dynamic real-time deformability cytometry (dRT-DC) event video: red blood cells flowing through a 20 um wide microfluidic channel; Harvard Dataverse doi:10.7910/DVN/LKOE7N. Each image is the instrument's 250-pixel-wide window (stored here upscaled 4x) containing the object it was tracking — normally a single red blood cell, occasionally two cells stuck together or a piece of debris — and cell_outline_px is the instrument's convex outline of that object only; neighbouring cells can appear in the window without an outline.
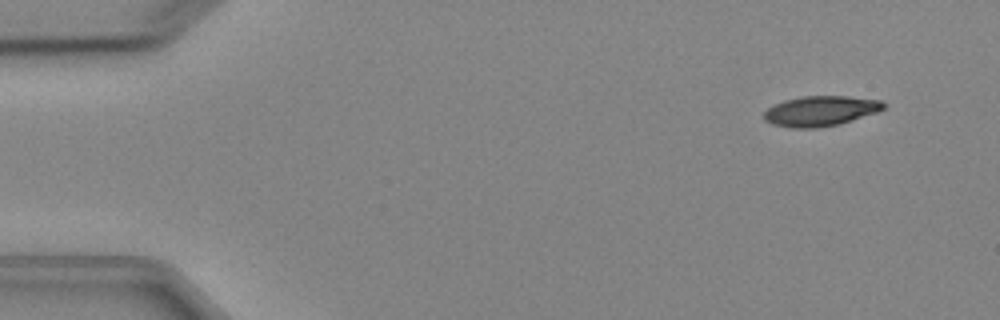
{"species": "Egyptian fruit bat (a non-hibernating species)", "species_latin": "Rousettus aegyptiacus", "temperature_condition": "cold", "stored_images_in_passage": 5, "camera_frame_rate_fps": 3000, "um_per_image_px": 0.085, "animal": {"sex": "female"}, "frame": {"image": 1, "passage_image": 2, "time_ms": 1.0, "image_size_px": [1000, 320], "cell_outline_px": [[888, 104], [884, 108], [876, 112], [840, 124], [816, 128], [792, 128], [772, 124], [764, 120], [764, 112], [768, 108], [784, 100], [804, 96], [848, 96], [880, 100]], "centroid_in_image_um": [69.75, 9.43], "position_along_channel_um": 15.3, "area_um2": 20.98}}